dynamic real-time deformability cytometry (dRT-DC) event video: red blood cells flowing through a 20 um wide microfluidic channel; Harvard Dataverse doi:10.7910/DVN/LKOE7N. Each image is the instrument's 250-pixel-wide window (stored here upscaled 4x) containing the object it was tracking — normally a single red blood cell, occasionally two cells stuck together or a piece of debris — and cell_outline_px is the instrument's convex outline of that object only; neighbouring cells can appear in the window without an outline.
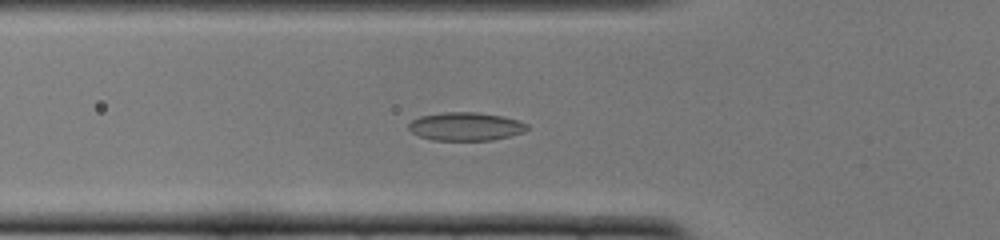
{"species": "common noctule bat (a hibernating species)", "species_latin": "Nyctalus noctula", "temperature_condition": "cold", "stored_images_in_passage": 50, "camera_frame_rate_fps": 3000, "um_per_image_px": 0.085, "animal": {"sex": "female", "body_mass_g": 22.0, "forearm_length_mm": 56.7}, "frame": {"image": 1, "passage_image": 16, "time_ms": 5.0, "image_size_px": [1000, 240], "cell_outline_px": [[528, 128], [524, 132], [492, 140], [432, 140], [420, 136], [412, 132], [408, 128], [408, 124], [412, 120], [420, 116], [444, 112], [476, 112], [500, 116], [516, 120], [528, 124]], "centroid_in_image_um": [39.56, 10.75], "position_along_channel_um": 86.2, "area_um2": 19.36}}
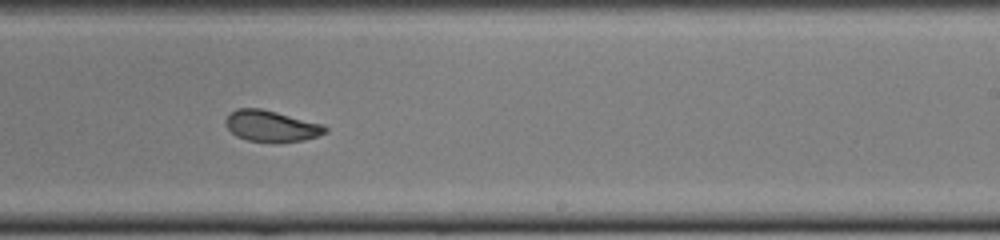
{"frame": {"image": 2, "passage_image": 30, "time_ms": 9.667, "image_size_px": [1000, 240], "cell_outline_px": [[328, 132], [304, 140], [280, 144], [272, 144], [248, 140], [236, 136], [228, 128], [224, 120], [236, 108], [260, 108], [324, 124], [328, 128]], "centroid_in_image_um": [23.09, 10.75], "position_along_channel_um": 265.9, "area_um2": 18.44}}
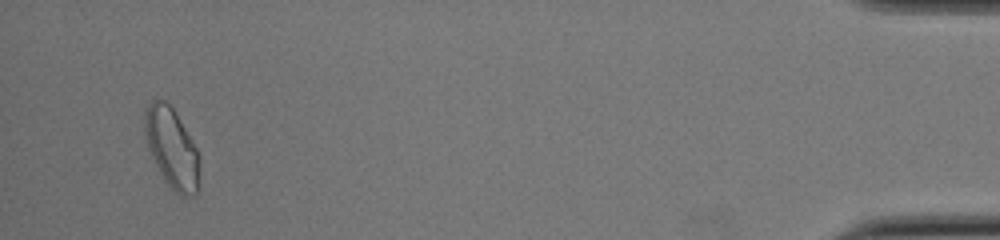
{"frame": {"image": 3, "passage_image": 48, "time_ms": 15.667, "image_size_px": [1000, 240], "cell_outline_px": [[196, 192], [188, 196], [180, 196], [164, 180], [148, 148], [144, 128], [144, 112], [148, 104], [152, 100], [164, 100], [172, 108], [196, 148]], "centroid_in_image_um": [14.52, 12.53], "position_along_channel_um": 420.7, "area_um2": 24.28}, "authors_computed_cell_mechanics": {"area_um2": 18.9584, "velocity_mm_per_s": 3.8582, "shape_relaxation_time_tau1_ms": null, "shape_relaxation_time_tau2_ms": 1.9575, "deformation_change_tau1": null, "deformation_change_tau2": 0.0625}}